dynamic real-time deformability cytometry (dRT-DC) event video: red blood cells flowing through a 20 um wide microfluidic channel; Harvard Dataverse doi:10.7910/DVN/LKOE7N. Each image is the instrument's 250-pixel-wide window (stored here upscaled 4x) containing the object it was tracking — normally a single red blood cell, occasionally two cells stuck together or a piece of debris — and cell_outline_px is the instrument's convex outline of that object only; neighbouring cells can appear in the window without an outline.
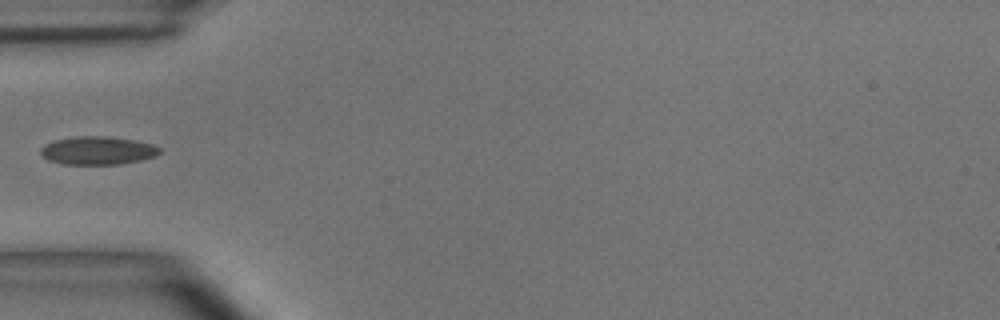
{"species": "common noctule bat (a hibernating species)", "species_latin": "Nyctalus noctula", "temperature_condition": "room temperature", "stored_images_in_passage": 4, "camera_frame_rate_fps": 3000, "um_per_image_px": 0.085, "animal": {"sex": "male", "body_mass_g": 15.6}, "frame": {"image": 1, "passage_image": 4, "time_ms": 1.0, "image_size_px": [1000, 320], "cell_outline_px": [[160, 152], [156, 156], [140, 160], [120, 164], [64, 164], [48, 160], [40, 156], [40, 148], [44, 144], [52, 140], [76, 136], [104, 136], [132, 140], [152, 144], [160, 148]], "centroid_in_image_um": [8.24, 12.79], "position_along_channel_um": 76.8, "area_um2": 19.59}}